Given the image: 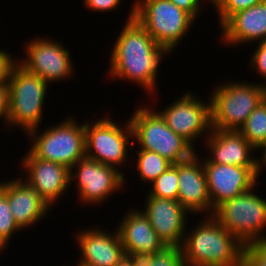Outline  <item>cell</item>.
<instances>
[{"label":"cell","mask_w":266,"mask_h":266,"mask_svg":"<svg viewBox=\"0 0 266 266\" xmlns=\"http://www.w3.org/2000/svg\"><path fill=\"white\" fill-rule=\"evenodd\" d=\"M9 86L8 83L0 84V120L7 123L8 102H9Z\"/></svg>","instance_id":"cell-33"},{"label":"cell","mask_w":266,"mask_h":266,"mask_svg":"<svg viewBox=\"0 0 266 266\" xmlns=\"http://www.w3.org/2000/svg\"><path fill=\"white\" fill-rule=\"evenodd\" d=\"M204 158L203 167L208 193L214 209L224 201L250 190L258 183L256 167L216 164Z\"/></svg>","instance_id":"cell-14"},{"label":"cell","mask_w":266,"mask_h":266,"mask_svg":"<svg viewBox=\"0 0 266 266\" xmlns=\"http://www.w3.org/2000/svg\"><path fill=\"white\" fill-rule=\"evenodd\" d=\"M20 163L23 178L40 197L51 207L66 194L72 186L70 183V169L52 161L37 158L28 150ZM26 178V179H25ZM68 187V189H67Z\"/></svg>","instance_id":"cell-13"},{"label":"cell","mask_w":266,"mask_h":266,"mask_svg":"<svg viewBox=\"0 0 266 266\" xmlns=\"http://www.w3.org/2000/svg\"><path fill=\"white\" fill-rule=\"evenodd\" d=\"M264 0H219L215 8L219 27L234 13L247 9Z\"/></svg>","instance_id":"cell-27"},{"label":"cell","mask_w":266,"mask_h":266,"mask_svg":"<svg viewBox=\"0 0 266 266\" xmlns=\"http://www.w3.org/2000/svg\"><path fill=\"white\" fill-rule=\"evenodd\" d=\"M146 196H155L177 200L178 197V163L172 164L163 174L151 184Z\"/></svg>","instance_id":"cell-25"},{"label":"cell","mask_w":266,"mask_h":266,"mask_svg":"<svg viewBox=\"0 0 266 266\" xmlns=\"http://www.w3.org/2000/svg\"><path fill=\"white\" fill-rule=\"evenodd\" d=\"M89 228L76 233L75 242L82 255L76 266H116L125 256L117 228L110 233L100 226Z\"/></svg>","instance_id":"cell-17"},{"label":"cell","mask_w":266,"mask_h":266,"mask_svg":"<svg viewBox=\"0 0 266 266\" xmlns=\"http://www.w3.org/2000/svg\"><path fill=\"white\" fill-rule=\"evenodd\" d=\"M86 9L91 12H109L120 7L122 0H82Z\"/></svg>","instance_id":"cell-30"},{"label":"cell","mask_w":266,"mask_h":266,"mask_svg":"<svg viewBox=\"0 0 266 266\" xmlns=\"http://www.w3.org/2000/svg\"><path fill=\"white\" fill-rule=\"evenodd\" d=\"M256 151H262L261 153H263L259 159L256 157V177L259 182L258 178L261 175V170L266 169V143L262 144Z\"/></svg>","instance_id":"cell-34"},{"label":"cell","mask_w":266,"mask_h":266,"mask_svg":"<svg viewBox=\"0 0 266 266\" xmlns=\"http://www.w3.org/2000/svg\"><path fill=\"white\" fill-rule=\"evenodd\" d=\"M134 4L135 19L170 54L195 22L189 13L170 0H135Z\"/></svg>","instance_id":"cell-8"},{"label":"cell","mask_w":266,"mask_h":266,"mask_svg":"<svg viewBox=\"0 0 266 266\" xmlns=\"http://www.w3.org/2000/svg\"><path fill=\"white\" fill-rule=\"evenodd\" d=\"M9 102L7 125L10 129H21L27 134L40 127L44 112V101L49 84L41 77L29 72L17 61L8 76ZM13 126V127H12ZM16 127V128H14Z\"/></svg>","instance_id":"cell-3"},{"label":"cell","mask_w":266,"mask_h":266,"mask_svg":"<svg viewBox=\"0 0 266 266\" xmlns=\"http://www.w3.org/2000/svg\"><path fill=\"white\" fill-rule=\"evenodd\" d=\"M264 90H265V94H266V81L262 84Z\"/></svg>","instance_id":"cell-38"},{"label":"cell","mask_w":266,"mask_h":266,"mask_svg":"<svg viewBox=\"0 0 266 266\" xmlns=\"http://www.w3.org/2000/svg\"><path fill=\"white\" fill-rule=\"evenodd\" d=\"M255 188L224 201L212 215L244 245L266 240V198L256 194Z\"/></svg>","instance_id":"cell-7"},{"label":"cell","mask_w":266,"mask_h":266,"mask_svg":"<svg viewBox=\"0 0 266 266\" xmlns=\"http://www.w3.org/2000/svg\"><path fill=\"white\" fill-rule=\"evenodd\" d=\"M248 64L252 71L254 70L261 78L266 80V41L257 42V48L253 51Z\"/></svg>","instance_id":"cell-29"},{"label":"cell","mask_w":266,"mask_h":266,"mask_svg":"<svg viewBox=\"0 0 266 266\" xmlns=\"http://www.w3.org/2000/svg\"><path fill=\"white\" fill-rule=\"evenodd\" d=\"M187 231L181 245L184 266H242L244 244L212 215Z\"/></svg>","instance_id":"cell-2"},{"label":"cell","mask_w":266,"mask_h":266,"mask_svg":"<svg viewBox=\"0 0 266 266\" xmlns=\"http://www.w3.org/2000/svg\"><path fill=\"white\" fill-rule=\"evenodd\" d=\"M220 29L222 43L227 46L266 41V0L234 13Z\"/></svg>","instance_id":"cell-20"},{"label":"cell","mask_w":266,"mask_h":266,"mask_svg":"<svg viewBox=\"0 0 266 266\" xmlns=\"http://www.w3.org/2000/svg\"><path fill=\"white\" fill-rule=\"evenodd\" d=\"M175 100L159 113L174 133L195 148L197 139L202 136L207 138L211 130L210 99L201 100L196 94L188 91ZM205 135L207 136L204 137Z\"/></svg>","instance_id":"cell-12"},{"label":"cell","mask_w":266,"mask_h":266,"mask_svg":"<svg viewBox=\"0 0 266 266\" xmlns=\"http://www.w3.org/2000/svg\"><path fill=\"white\" fill-rule=\"evenodd\" d=\"M177 200L191 214L213 215L215 209L209 197L203 159L199 153L178 163Z\"/></svg>","instance_id":"cell-16"},{"label":"cell","mask_w":266,"mask_h":266,"mask_svg":"<svg viewBox=\"0 0 266 266\" xmlns=\"http://www.w3.org/2000/svg\"><path fill=\"white\" fill-rule=\"evenodd\" d=\"M210 94L211 128L238 131L266 98L262 83L225 81Z\"/></svg>","instance_id":"cell-5"},{"label":"cell","mask_w":266,"mask_h":266,"mask_svg":"<svg viewBox=\"0 0 266 266\" xmlns=\"http://www.w3.org/2000/svg\"><path fill=\"white\" fill-rule=\"evenodd\" d=\"M48 37H38L25 43V58L17 62L26 70L36 74L49 85L61 80L72 78L75 75L69 49L57 40Z\"/></svg>","instance_id":"cell-11"},{"label":"cell","mask_w":266,"mask_h":266,"mask_svg":"<svg viewBox=\"0 0 266 266\" xmlns=\"http://www.w3.org/2000/svg\"><path fill=\"white\" fill-rule=\"evenodd\" d=\"M0 190L7 196L14 220L22 230L34 226L48 216L51 207L21 175L1 181Z\"/></svg>","instance_id":"cell-18"},{"label":"cell","mask_w":266,"mask_h":266,"mask_svg":"<svg viewBox=\"0 0 266 266\" xmlns=\"http://www.w3.org/2000/svg\"><path fill=\"white\" fill-rule=\"evenodd\" d=\"M116 266H134V263L128 255H125Z\"/></svg>","instance_id":"cell-35"},{"label":"cell","mask_w":266,"mask_h":266,"mask_svg":"<svg viewBox=\"0 0 266 266\" xmlns=\"http://www.w3.org/2000/svg\"><path fill=\"white\" fill-rule=\"evenodd\" d=\"M129 210L118 223L120 225L116 226L125 255L135 252L154 254L162 250L166 245L158 237L147 217L139 208L133 207Z\"/></svg>","instance_id":"cell-21"},{"label":"cell","mask_w":266,"mask_h":266,"mask_svg":"<svg viewBox=\"0 0 266 266\" xmlns=\"http://www.w3.org/2000/svg\"><path fill=\"white\" fill-rule=\"evenodd\" d=\"M134 266H184L182 250L179 246H165L162 250L150 253H128Z\"/></svg>","instance_id":"cell-22"},{"label":"cell","mask_w":266,"mask_h":266,"mask_svg":"<svg viewBox=\"0 0 266 266\" xmlns=\"http://www.w3.org/2000/svg\"><path fill=\"white\" fill-rule=\"evenodd\" d=\"M114 121L110 115L94 123L85 121V148L87 157L119 170L127 163L128 151L135 144L129 119L123 126Z\"/></svg>","instance_id":"cell-9"},{"label":"cell","mask_w":266,"mask_h":266,"mask_svg":"<svg viewBox=\"0 0 266 266\" xmlns=\"http://www.w3.org/2000/svg\"><path fill=\"white\" fill-rule=\"evenodd\" d=\"M238 131L256 150L266 143V98L248 116Z\"/></svg>","instance_id":"cell-24"},{"label":"cell","mask_w":266,"mask_h":266,"mask_svg":"<svg viewBox=\"0 0 266 266\" xmlns=\"http://www.w3.org/2000/svg\"><path fill=\"white\" fill-rule=\"evenodd\" d=\"M201 4L203 3V5H204V0H203V2H202V0H198ZM208 2H210V4L211 5H213V8L215 9L216 8V6H217V4H218V1L219 0H207ZM205 2H206V0H205Z\"/></svg>","instance_id":"cell-36"},{"label":"cell","mask_w":266,"mask_h":266,"mask_svg":"<svg viewBox=\"0 0 266 266\" xmlns=\"http://www.w3.org/2000/svg\"><path fill=\"white\" fill-rule=\"evenodd\" d=\"M177 7L185 10L189 13L195 20L198 19V16L202 14L204 9L201 8V4L198 0H170ZM202 10V11H201Z\"/></svg>","instance_id":"cell-32"},{"label":"cell","mask_w":266,"mask_h":266,"mask_svg":"<svg viewBox=\"0 0 266 266\" xmlns=\"http://www.w3.org/2000/svg\"><path fill=\"white\" fill-rule=\"evenodd\" d=\"M6 247L0 242V251L3 252V250H5Z\"/></svg>","instance_id":"cell-37"},{"label":"cell","mask_w":266,"mask_h":266,"mask_svg":"<svg viewBox=\"0 0 266 266\" xmlns=\"http://www.w3.org/2000/svg\"><path fill=\"white\" fill-rule=\"evenodd\" d=\"M136 155V164L134 165H136L135 169L139 171L138 179L147 182V187L148 183L151 184L172 165L171 162L156 152L137 149Z\"/></svg>","instance_id":"cell-23"},{"label":"cell","mask_w":266,"mask_h":266,"mask_svg":"<svg viewBox=\"0 0 266 266\" xmlns=\"http://www.w3.org/2000/svg\"><path fill=\"white\" fill-rule=\"evenodd\" d=\"M131 7L126 23L111 47L108 77L131 81L154 97L155 90L158 89V67L164 60V55L168 56L170 52L158 45L135 19V4Z\"/></svg>","instance_id":"cell-1"},{"label":"cell","mask_w":266,"mask_h":266,"mask_svg":"<svg viewBox=\"0 0 266 266\" xmlns=\"http://www.w3.org/2000/svg\"><path fill=\"white\" fill-rule=\"evenodd\" d=\"M13 54L8 53L0 48V84L8 83L10 69L16 62L17 58Z\"/></svg>","instance_id":"cell-31"},{"label":"cell","mask_w":266,"mask_h":266,"mask_svg":"<svg viewBox=\"0 0 266 266\" xmlns=\"http://www.w3.org/2000/svg\"><path fill=\"white\" fill-rule=\"evenodd\" d=\"M22 230L15 222L7 196L0 190V242L7 247L13 234Z\"/></svg>","instance_id":"cell-26"},{"label":"cell","mask_w":266,"mask_h":266,"mask_svg":"<svg viewBox=\"0 0 266 266\" xmlns=\"http://www.w3.org/2000/svg\"><path fill=\"white\" fill-rule=\"evenodd\" d=\"M204 140L211 163L256 167V158L252 156L256 149L239 131L211 128Z\"/></svg>","instance_id":"cell-19"},{"label":"cell","mask_w":266,"mask_h":266,"mask_svg":"<svg viewBox=\"0 0 266 266\" xmlns=\"http://www.w3.org/2000/svg\"><path fill=\"white\" fill-rule=\"evenodd\" d=\"M151 107L144 103L129 117L133 141L139 145V150L156 152L172 164L191 158L196 148L174 133L158 110Z\"/></svg>","instance_id":"cell-4"},{"label":"cell","mask_w":266,"mask_h":266,"mask_svg":"<svg viewBox=\"0 0 266 266\" xmlns=\"http://www.w3.org/2000/svg\"><path fill=\"white\" fill-rule=\"evenodd\" d=\"M242 266H266V240L244 245Z\"/></svg>","instance_id":"cell-28"},{"label":"cell","mask_w":266,"mask_h":266,"mask_svg":"<svg viewBox=\"0 0 266 266\" xmlns=\"http://www.w3.org/2000/svg\"><path fill=\"white\" fill-rule=\"evenodd\" d=\"M121 171L123 170L99 163L85 155L70 169V183L74 180L77 182L75 188L78 190V199L83 204H93L95 207L122 190L124 184L127 185Z\"/></svg>","instance_id":"cell-10"},{"label":"cell","mask_w":266,"mask_h":266,"mask_svg":"<svg viewBox=\"0 0 266 266\" xmlns=\"http://www.w3.org/2000/svg\"><path fill=\"white\" fill-rule=\"evenodd\" d=\"M144 205L142 213L164 244L181 247L190 213L178 200L146 196Z\"/></svg>","instance_id":"cell-15"},{"label":"cell","mask_w":266,"mask_h":266,"mask_svg":"<svg viewBox=\"0 0 266 266\" xmlns=\"http://www.w3.org/2000/svg\"><path fill=\"white\" fill-rule=\"evenodd\" d=\"M69 115L62 122L41 130L32 129L27 133L31 146L29 150L43 160L52 161L71 169L86 155L85 122ZM39 131V132H38Z\"/></svg>","instance_id":"cell-6"}]
</instances>
